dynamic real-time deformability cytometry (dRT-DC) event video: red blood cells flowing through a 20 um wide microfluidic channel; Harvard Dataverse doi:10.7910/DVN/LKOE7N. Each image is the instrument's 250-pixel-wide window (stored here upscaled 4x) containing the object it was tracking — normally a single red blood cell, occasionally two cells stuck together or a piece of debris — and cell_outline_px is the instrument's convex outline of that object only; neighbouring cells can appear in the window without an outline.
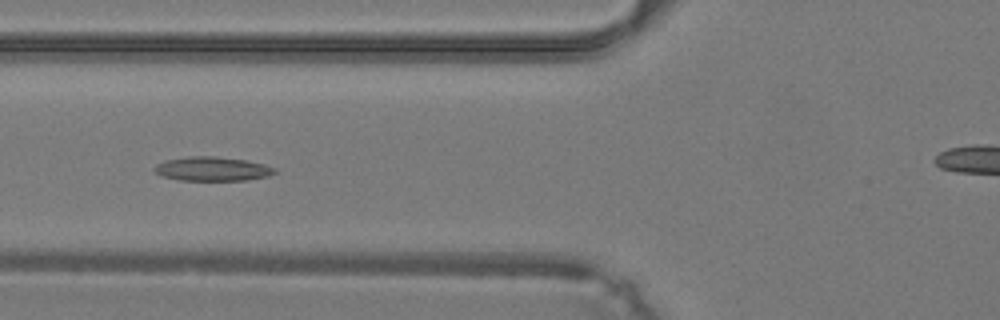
{"species": "common noctule bat (a hibernating species)", "species_latin": "Nyctalus noctula", "temperature_condition": "warm", "stored_images_in_passage": 31, "camera_frame_rate_fps": 3000, "um_per_image_px": 0.085, "animal": {"sex": "male", "body_mass_g": 19.2, "forearm_length_mm": 51.8}, "frame": {"image": 1, "passage_image": 5, "time_ms": 1.333, "image_size_px": [1000, 320], "cell_outline_px": [[276, 172], [268, 176], [248, 180], [180, 180], [160, 176], [152, 168], [156, 164], [164, 160], [188, 156], [216, 156], [244, 160], [264, 164], [276, 168]], "centroid_in_image_um": [18.01, 14.35], "position_along_channel_um": 107.8, "area_um2": 16.99}}
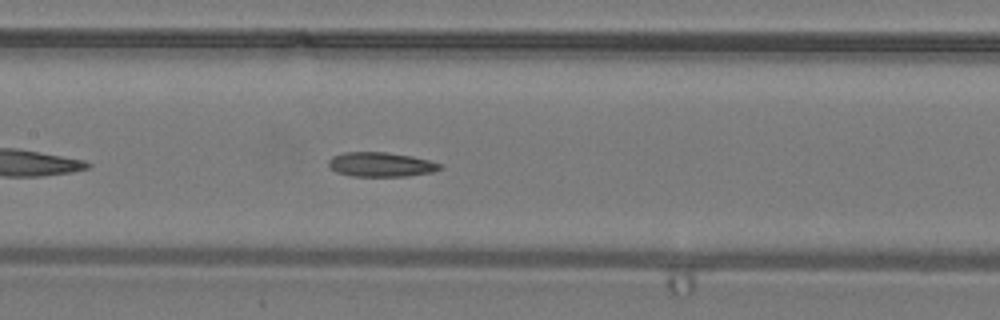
{"frame": {"image": 2, "passage_image": 9, "time_ms": 2.667, "image_size_px": [1000, 320], "cell_outline_px": [[444, 168], [432, 172], [408, 176], [352, 176], [336, 172], [328, 164], [328, 160], [332, 156], [344, 152], [384, 152], [412, 156], [444, 164]], "centroid_in_image_um": [32.41, 13.98], "position_along_channel_um": 175.0, "area_um2": 15.95}}
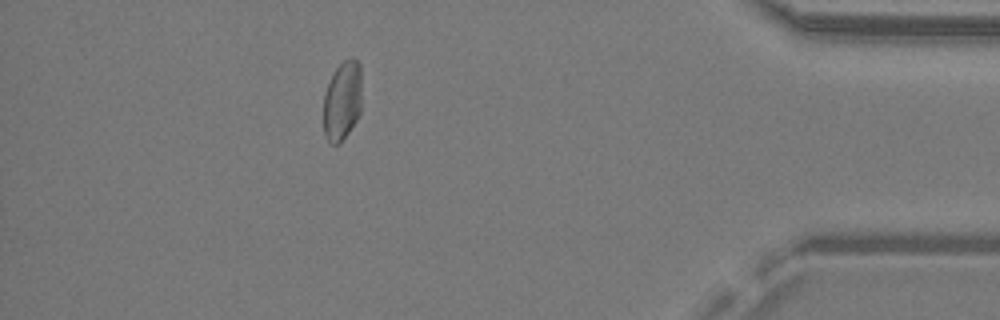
{"frame": {"image": 3, "passage_image": 31, "time_ms": 10.0, "image_size_px": [1000, 320], "cell_outline_px": [[360, 112], [356, 120], [348, 132], [336, 144], [332, 144], [328, 140], [324, 132], [324, 96], [328, 84], [336, 68], [344, 60], [352, 56], [360, 64]], "centroid_in_image_um": [29.09, 8.53], "position_along_channel_um": 406.1, "area_um2": 17.28}}